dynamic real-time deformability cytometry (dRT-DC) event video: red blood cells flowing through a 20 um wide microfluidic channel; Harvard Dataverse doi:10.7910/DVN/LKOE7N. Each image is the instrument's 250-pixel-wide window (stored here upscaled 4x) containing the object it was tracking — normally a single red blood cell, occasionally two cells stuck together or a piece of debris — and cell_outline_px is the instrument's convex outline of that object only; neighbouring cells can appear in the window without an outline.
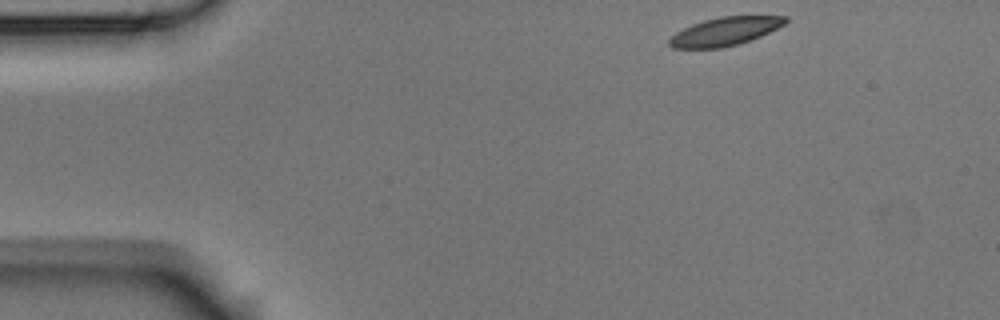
{"species": "Egyptian fruit bat (a non-hibernating species)", "species_latin": "Rousettus aegyptiacus", "temperature_condition": "room temperature", "stored_images_in_passage": 9, "camera_frame_rate_fps": 3000, "um_per_image_px": 0.085, "animal": {"sex": "male"}, "frame": {"image": 1, "passage_image": 1, "time_ms": 0.0, "image_size_px": [1000, 320], "cell_outline_px": [[788, 20], [784, 24], [752, 40], [740, 44], [720, 48], [672, 48], [668, 44], [668, 40], [676, 32], [692, 24], [704, 20], [720, 16], [788, 16]], "centroid_in_image_um": [61.61, 2.67], "position_along_channel_um": 23.4, "area_um2": 19.13}}
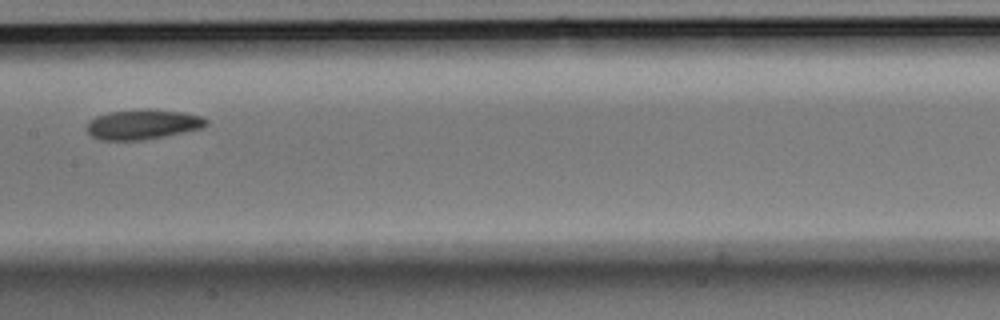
{"frame": {"image": 2, "passage_image": 6, "time_ms": 1.667, "image_size_px": [1000, 320], "cell_outline_px": [[208, 124], [200, 128], [164, 136], [144, 140], [100, 140], [92, 136], [84, 128], [88, 120], [96, 116], [108, 112], [148, 108], [184, 112], [204, 116], [208, 120]], "centroid_in_image_um": [12.11, 10.56], "position_along_channel_um": 195.3, "area_um2": 21.1}}
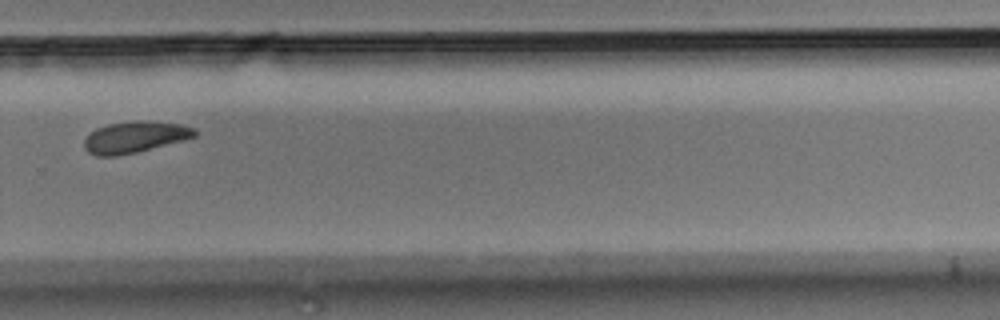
{"frame": {"image": 3, "passage_image": 9, "time_ms": 2.667, "image_size_px": [1000, 320], "cell_outline_px": [[196, 136], [184, 140], [136, 152], [116, 156], [96, 156], [88, 152], [84, 148], [84, 140], [96, 128], [108, 124], [136, 120], [144, 120], [180, 124], [196, 128]], "centroid_in_image_um": [11.46, 11.65], "position_along_channel_um": 318.3, "area_um2": 20.17}}